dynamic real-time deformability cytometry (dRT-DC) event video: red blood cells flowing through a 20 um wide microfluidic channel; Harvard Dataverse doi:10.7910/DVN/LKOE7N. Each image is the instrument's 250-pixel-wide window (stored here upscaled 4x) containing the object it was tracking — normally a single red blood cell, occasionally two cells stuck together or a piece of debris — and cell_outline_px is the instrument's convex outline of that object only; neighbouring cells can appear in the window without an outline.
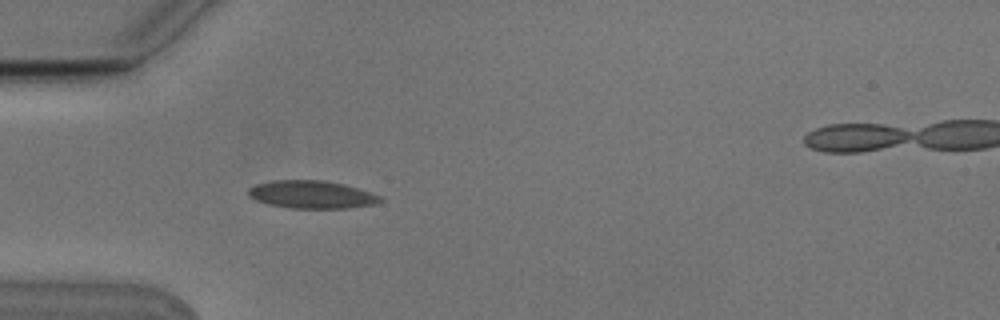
{"species": "Egyptian fruit bat (a non-hibernating species)", "species_latin": "Rousettus aegyptiacus", "temperature_condition": "cold", "stored_images_in_passage": 6, "camera_frame_rate_fps": 3000, "um_per_image_px": 0.085, "animal": {"sex": "male"}, "frame": {"image": 1, "passage_image": 5, "time_ms": 1.333, "image_size_px": [1000, 320], "cell_outline_px": [[384, 200], [376, 204], [348, 208], [292, 208], [268, 204], [256, 200], [248, 196], [248, 188], [256, 184], [272, 180], [324, 180], [344, 184], [380, 196]], "centroid_in_image_um": [26.47, 16.53], "position_along_channel_um": 58.5, "area_um2": 21.33}}